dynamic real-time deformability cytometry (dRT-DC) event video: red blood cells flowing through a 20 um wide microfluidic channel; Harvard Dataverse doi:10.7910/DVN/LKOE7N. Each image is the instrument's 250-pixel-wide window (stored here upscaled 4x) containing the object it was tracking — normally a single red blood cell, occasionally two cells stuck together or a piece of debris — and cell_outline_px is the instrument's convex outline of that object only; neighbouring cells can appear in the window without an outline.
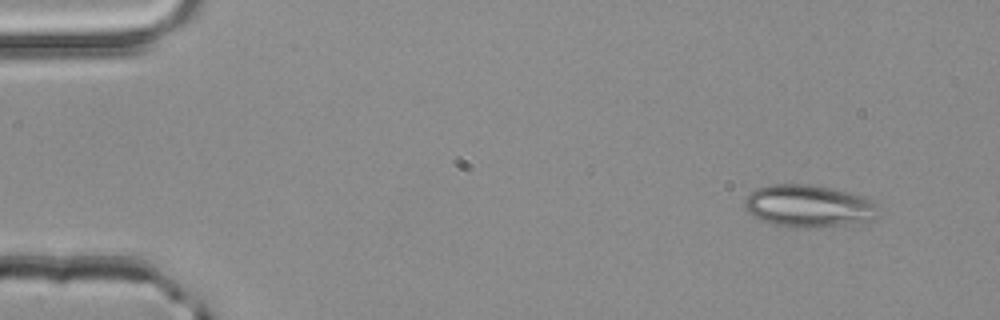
{"species": "common noctule bat (a hibernating species)", "species_latin": "Nyctalus noctula", "temperature_condition": "room temperature", "stored_images_in_passage": 3, "camera_frame_rate_fps": 3000, "um_per_image_px": 0.085, "animal": {"sex": "male", "body_mass_g": 20.4}, "frame": {"image": 1, "passage_image": 1, "time_ms": 0.0, "image_size_px": [1000, 320], "cell_outline_px": [[880, 216], [872, 220], [844, 224], [804, 228], [792, 228], [776, 224], [764, 220], [748, 212], [744, 208], [744, 200], [756, 188], [772, 184], [808, 184], [848, 192], [864, 196], [872, 200], [876, 204]], "centroid_in_image_um": [68.76, 17.51], "position_along_channel_um": 16.2, "area_um2": 32.71}}